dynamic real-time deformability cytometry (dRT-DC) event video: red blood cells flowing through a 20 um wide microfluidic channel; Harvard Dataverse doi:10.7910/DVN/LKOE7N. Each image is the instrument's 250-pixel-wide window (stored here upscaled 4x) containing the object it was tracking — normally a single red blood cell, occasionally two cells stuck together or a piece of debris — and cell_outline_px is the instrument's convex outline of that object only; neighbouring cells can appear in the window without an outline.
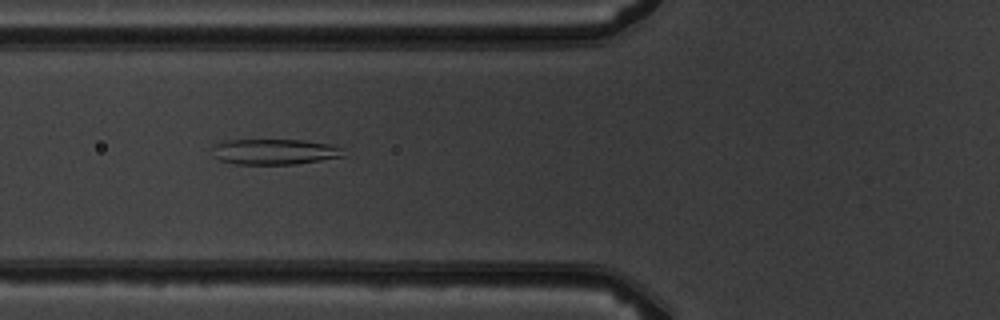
{"species": "common noctule bat (a hibernating species)", "species_latin": "Nyctalus noctula", "temperature_condition": "warm", "stored_images_in_passage": 8, "camera_frame_rate_fps": 3000, "um_per_image_px": 0.085, "animal": {"sex": "male", "body_mass_g": 19.5, "forearm_length_mm": 54.6}, "frame": {"image": 1, "passage_image": 6, "time_ms": 5.667, "image_size_px": [1000, 320], "cell_outline_px": [[348, 156], [296, 164], [236, 164], [220, 160], [212, 156], [212, 148], [216, 144], [224, 140], [304, 140], [328, 144], [344, 148]], "centroid_in_image_um": [23.38, 12.9], "position_along_channel_um": 102.4, "area_um2": 19.83}}